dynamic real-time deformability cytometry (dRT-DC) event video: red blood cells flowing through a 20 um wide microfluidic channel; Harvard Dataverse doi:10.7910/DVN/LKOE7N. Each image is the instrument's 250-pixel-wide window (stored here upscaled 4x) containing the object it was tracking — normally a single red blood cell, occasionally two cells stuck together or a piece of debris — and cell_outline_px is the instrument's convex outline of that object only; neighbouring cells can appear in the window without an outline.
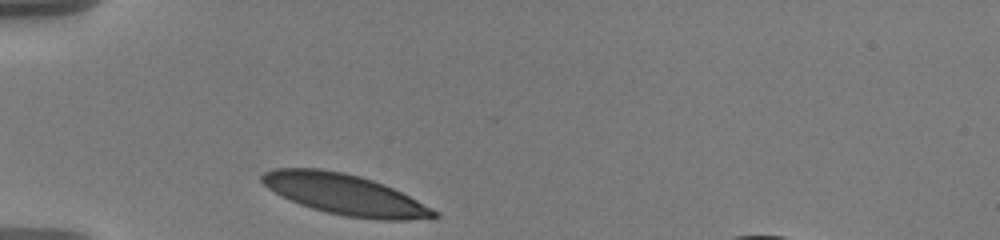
{"species": "human", "species_latin": "Homo sapiens", "temperature_condition": "warm", "stored_images_in_passage": 33, "camera_frame_rate_fps": 3000, "um_per_image_px": 0.085, "donor": {"sex": "male"}, "frame": {"image": 1, "passage_image": 1, "time_ms": 0.0, "image_size_px": [1000, 240], "cell_outline_px": [[440, 216], [436, 220], [380, 220], [344, 216], [312, 208], [300, 204], [268, 188], [260, 180], [260, 176], [264, 172], [272, 168], [320, 168], [344, 172], [360, 176], [384, 184], [440, 212]], "centroid_in_image_um": [29.38, 16.54], "position_along_channel_um": 55.6, "area_um2": 40.81}}
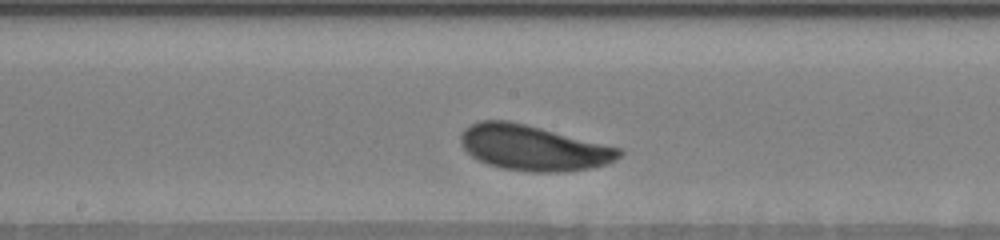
{"frame": {"image": 2, "passage_image": 15, "time_ms": 4.667, "image_size_px": [1000, 240], "cell_outline_px": [[624, 152], [616, 160], [608, 164], [588, 168], [564, 172], [528, 172], [504, 168], [488, 164], [472, 156], [460, 144], [460, 132], [464, 128], [480, 120], [508, 120], [620, 148]], "centroid_in_image_um": [45.31, 12.57], "position_along_channel_um": 202.9, "area_um2": 41.62}}
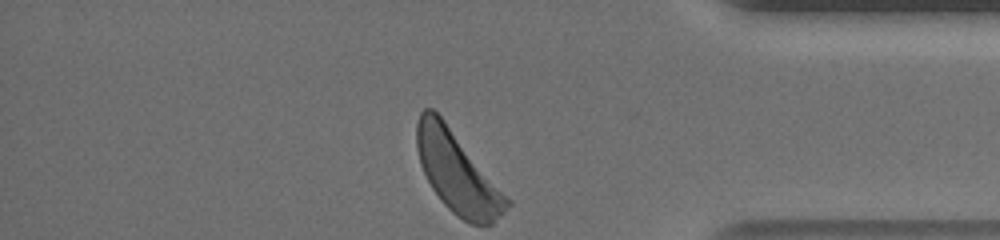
{"frame": {"image": 3, "passage_image": 33, "time_ms": 10.667, "image_size_px": [1000, 240], "cell_outline_px": [[512, 204], [492, 224], [472, 224], [456, 216], [440, 200], [432, 188], [420, 164], [416, 148], [416, 124], [420, 112], [424, 108], [432, 108], [444, 120], [512, 200]], "centroid_in_image_um": [38.88, 14.67], "position_along_channel_um": 396.3, "area_um2": 42.43}, "authors_computed_cell_mechanics": {"area_um2": 40.8068, "velocity_mm_per_s": 3.5009, "shape_relaxation_time_tau1_ms": 1.6877, "shape_relaxation_time_tau2_ms": null, "deformation_change_tau1": 0.1106, "deformation_change_tau2": null}}